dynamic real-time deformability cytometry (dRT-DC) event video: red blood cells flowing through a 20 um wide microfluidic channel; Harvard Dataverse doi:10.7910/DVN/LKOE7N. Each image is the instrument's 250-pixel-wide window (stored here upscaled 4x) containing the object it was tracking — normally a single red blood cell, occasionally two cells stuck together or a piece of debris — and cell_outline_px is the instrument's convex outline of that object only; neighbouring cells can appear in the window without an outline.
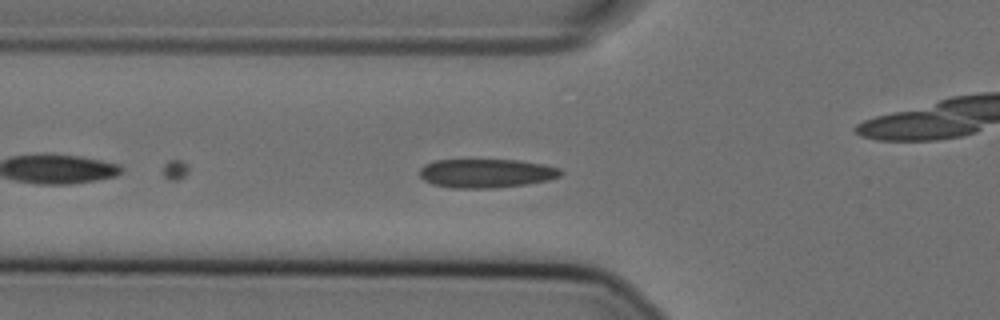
{"species": "Egyptian fruit bat (a non-hibernating species)", "species_latin": "Rousettus aegyptiacus", "temperature_condition": "cold", "stored_images_in_passage": 9, "camera_frame_rate_fps": 3000, "um_per_image_px": 0.085, "animal": {"sex": "female"}, "frame": {"image": 1, "passage_image": 7, "time_ms": 2.0, "image_size_px": [1000, 320], "cell_outline_px": [[564, 172], [560, 176], [548, 180], [524, 184], [496, 188], [452, 188], [432, 184], [424, 180], [420, 176], [420, 168], [424, 164], [436, 160], [520, 160], [560, 168]], "centroid_in_image_um": [41.31, 14.73], "position_along_channel_um": 84.5, "area_um2": 23.7}}